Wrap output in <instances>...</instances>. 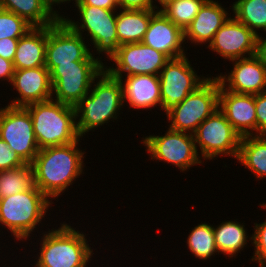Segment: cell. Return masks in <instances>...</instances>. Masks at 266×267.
Instances as JSON below:
<instances>
[{"instance_id": "cell-1", "label": "cell", "mask_w": 266, "mask_h": 267, "mask_svg": "<svg viewBox=\"0 0 266 267\" xmlns=\"http://www.w3.org/2000/svg\"><path fill=\"white\" fill-rule=\"evenodd\" d=\"M42 148L31 163L36 187L48 198H55L83 173L84 153L78 142Z\"/></svg>"}, {"instance_id": "cell-2", "label": "cell", "mask_w": 266, "mask_h": 267, "mask_svg": "<svg viewBox=\"0 0 266 267\" xmlns=\"http://www.w3.org/2000/svg\"><path fill=\"white\" fill-rule=\"evenodd\" d=\"M94 88L74 107L76 111L77 130L80 137L97 127L117 119L123 106V88L120 79L112 77L105 69L98 76Z\"/></svg>"}, {"instance_id": "cell-3", "label": "cell", "mask_w": 266, "mask_h": 267, "mask_svg": "<svg viewBox=\"0 0 266 267\" xmlns=\"http://www.w3.org/2000/svg\"><path fill=\"white\" fill-rule=\"evenodd\" d=\"M50 100L27 105L39 149L80 140L75 107Z\"/></svg>"}, {"instance_id": "cell-4", "label": "cell", "mask_w": 266, "mask_h": 267, "mask_svg": "<svg viewBox=\"0 0 266 267\" xmlns=\"http://www.w3.org/2000/svg\"><path fill=\"white\" fill-rule=\"evenodd\" d=\"M63 223L44 234L35 267H86L93 250L84 233Z\"/></svg>"}, {"instance_id": "cell-5", "label": "cell", "mask_w": 266, "mask_h": 267, "mask_svg": "<svg viewBox=\"0 0 266 267\" xmlns=\"http://www.w3.org/2000/svg\"><path fill=\"white\" fill-rule=\"evenodd\" d=\"M49 199L35 186L0 199V224L7 227L16 240L27 239L51 206Z\"/></svg>"}, {"instance_id": "cell-6", "label": "cell", "mask_w": 266, "mask_h": 267, "mask_svg": "<svg viewBox=\"0 0 266 267\" xmlns=\"http://www.w3.org/2000/svg\"><path fill=\"white\" fill-rule=\"evenodd\" d=\"M105 69L103 62L90 53L83 61L57 65L50 73L52 95L56 101L75 106L86 96L96 78ZM54 92V93H53Z\"/></svg>"}, {"instance_id": "cell-7", "label": "cell", "mask_w": 266, "mask_h": 267, "mask_svg": "<svg viewBox=\"0 0 266 267\" xmlns=\"http://www.w3.org/2000/svg\"><path fill=\"white\" fill-rule=\"evenodd\" d=\"M220 83L209 77L181 103L166 113L169 128L194 134L198 126L219 108Z\"/></svg>"}, {"instance_id": "cell-8", "label": "cell", "mask_w": 266, "mask_h": 267, "mask_svg": "<svg viewBox=\"0 0 266 267\" xmlns=\"http://www.w3.org/2000/svg\"><path fill=\"white\" fill-rule=\"evenodd\" d=\"M81 20L74 21L62 18L75 32L82 35L87 31L97 52L107 54L111 59L118 51V36L116 31L117 14L115 10H108L91 5H75ZM80 24V25H79ZM84 29V30H82Z\"/></svg>"}, {"instance_id": "cell-9", "label": "cell", "mask_w": 266, "mask_h": 267, "mask_svg": "<svg viewBox=\"0 0 266 267\" xmlns=\"http://www.w3.org/2000/svg\"><path fill=\"white\" fill-rule=\"evenodd\" d=\"M0 138L27 164L33 162L40 150L26 107L8 105L0 109Z\"/></svg>"}, {"instance_id": "cell-10", "label": "cell", "mask_w": 266, "mask_h": 267, "mask_svg": "<svg viewBox=\"0 0 266 267\" xmlns=\"http://www.w3.org/2000/svg\"><path fill=\"white\" fill-rule=\"evenodd\" d=\"M193 135L196 149L200 147L203 159L212 160L224 154L238 158L241 137L219 108L198 126Z\"/></svg>"}, {"instance_id": "cell-11", "label": "cell", "mask_w": 266, "mask_h": 267, "mask_svg": "<svg viewBox=\"0 0 266 267\" xmlns=\"http://www.w3.org/2000/svg\"><path fill=\"white\" fill-rule=\"evenodd\" d=\"M143 139V145L147 147L152 160L171 163L181 171L202 163L193 134L168 128L164 136L150 135Z\"/></svg>"}, {"instance_id": "cell-12", "label": "cell", "mask_w": 266, "mask_h": 267, "mask_svg": "<svg viewBox=\"0 0 266 267\" xmlns=\"http://www.w3.org/2000/svg\"><path fill=\"white\" fill-rule=\"evenodd\" d=\"M206 80L197 76L186 55L170 59L159 73L161 108L167 113Z\"/></svg>"}, {"instance_id": "cell-13", "label": "cell", "mask_w": 266, "mask_h": 267, "mask_svg": "<svg viewBox=\"0 0 266 267\" xmlns=\"http://www.w3.org/2000/svg\"><path fill=\"white\" fill-rule=\"evenodd\" d=\"M110 60L115 62L116 66L105 67V70L112 77L122 79L123 73H127L126 76L159 75L170 59L164 53L139 42L119 46L117 53Z\"/></svg>"}, {"instance_id": "cell-14", "label": "cell", "mask_w": 266, "mask_h": 267, "mask_svg": "<svg viewBox=\"0 0 266 267\" xmlns=\"http://www.w3.org/2000/svg\"><path fill=\"white\" fill-rule=\"evenodd\" d=\"M90 53L83 36L75 32L63 19L47 26L45 66L49 72L57 65L83 61Z\"/></svg>"}, {"instance_id": "cell-15", "label": "cell", "mask_w": 266, "mask_h": 267, "mask_svg": "<svg viewBox=\"0 0 266 267\" xmlns=\"http://www.w3.org/2000/svg\"><path fill=\"white\" fill-rule=\"evenodd\" d=\"M257 35L235 18H229L215 33L208 48L230 61L255 55Z\"/></svg>"}, {"instance_id": "cell-16", "label": "cell", "mask_w": 266, "mask_h": 267, "mask_svg": "<svg viewBox=\"0 0 266 267\" xmlns=\"http://www.w3.org/2000/svg\"><path fill=\"white\" fill-rule=\"evenodd\" d=\"M233 70L226 77L219 75L220 85L228 91L256 95L266 91V67L255 56L233 60ZM228 83V84H226Z\"/></svg>"}, {"instance_id": "cell-17", "label": "cell", "mask_w": 266, "mask_h": 267, "mask_svg": "<svg viewBox=\"0 0 266 267\" xmlns=\"http://www.w3.org/2000/svg\"><path fill=\"white\" fill-rule=\"evenodd\" d=\"M20 97L11 102V106L26 107L27 105L52 99L50 73L46 66L14 70L11 82Z\"/></svg>"}, {"instance_id": "cell-18", "label": "cell", "mask_w": 266, "mask_h": 267, "mask_svg": "<svg viewBox=\"0 0 266 267\" xmlns=\"http://www.w3.org/2000/svg\"><path fill=\"white\" fill-rule=\"evenodd\" d=\"M219 109L233 129L240 135L253 136L256 131L255 95L225 90L220 85Z\"/></svg>"}, {"instance_id": "cell-19", "label": "cell", "mask_w": 266, "mask_h": 267, "mask_svg": "<svg viewBox=\"0 0 266 267\" xmlns=\"http://www.w3.org/2000/svg\"><path fill=\"white\" fill-rule=\"evenodd\" d=\"M184 31L162 11H157L149 22L142 43L164 53L169 59L185 56L182 44Z\"/></svg>"}, {"instance_id": "cell-20", "label": "cell", "mask_w": 266, "mask_h": 267, "mask_svg": "<svg viewBox=\"0 0 266 267\" xmlns=\"http://www.w3.org/2000/svg\"><path fill=\"white\" fill-rule=\"evenodd\" d=\"M228 14L218 1L207 0L184 30V41L188 38L192 44H209L215 33L230 18Z\"/></svg>"}, {"instance_id": "cell-21", "label": "cell", "mask_w": 266, "mask_h": 267, "mask_svg": "<svg viewBox=\"0 0 266 267\" xmlns=\"http://www.w3.org/2000/svg\"><path fill=\"white\" fill-rule=\"evenodd\" d=\"M122 81L123 102L126 100L130 107L149 109L162 105L159 75H130L126 76L125 83Z\"/></svg>"}, {"instance_id": "cell-22", "label": "cell", "mask_w": 266, "mask_h": 267, "mask_svg": "<svg viewBox=\"0 0 266 267\" xmlns=\"http://www.w3.org/2000/svg\"><path fill=\"white\" fill-rule=\"evenodd\" d=\"M46 45L47 26L31 28L19 38L13 60L14 70L45 66Z\"/></svg>"}, {"instance_id": "cell-23", "label": "cell", "mask_w": 266, "mask_h": 267, "mask_svg": "<svg viewBox=\"0 0 266 267\" xmlns=\"http://www.w3.org/2000/svg\"><path fill=\"white\" fill-rule=\"evenodd\" d=\"M117 13L118 45L142 42L151 17L158 10H120Z\"/></svg>"}, {"instance_id": "cell-24", "label": "cell", "mask_w": 266, "mask_h": 267, "mask_svg": "<svg viewBox=\"0 0 266 267\" xmlns=\"http://www.w3.org/2000/svg\"><path fill=\"white\" fill-rule=\"evenodd\" d=\"M0 8L24 18L33 27L51 26L60 19L43 0H0Z\"/></svg>"}, {"instance_id": "cell-25", "label": "cell", "mask_w": 266, "mask_h": 267, "mask_svg": "<svg viewBox=\"0 0 266 267\" xmlns=\"http://www.w3.org/2000/svg\"><path fill=\"white\" fill-rule=\"evenodd\" d=\"M237 160L256 178L266 177V136L241 137Z\"/></svg>"}, {"instance_id": "cell-26", "label": "cell", "mask_w": 266, "mask_h": 267, "mask_svg": "<svg viewBox=\"0 0 266 267\" xmlns=\"http://www.w3.org/2000/svg\"><path fill=\"white\" fill-rule=\"evenodd\" d=\"M216 249L229 257L236 253L247 244V232L244 225L234 221L222 222L218 227H213Z\"/></svg>"}, {"instance_id": "cell-27", "label": "cell", "mask_w": 266, "mask_h": 267, "mask_svg": "<svg viewBox=\"0 0 266 267\" xmlns=\"http://www.w3.org/2000/svg\"><path fill=\"white\" fill-rule=\"evenodd\" d=\"M231 9L233 17L257 36L260 35L257 29L266 31V0H237Z\"/></svg>"}, {"instance_id": "cell-28", "label": "cell", "mask_w": 266, "mask_h": 267, "mask_svg": "<svg viewBox=\"0 0 266 267\" xmlns=\"http://www.w3.org/2000/svg\"><path fill=\"white\" fill-rule=\"evenodd\" d=\"M34 171L31 164L15 169L0 171V199L35 187Z\"/></svg>"}, {"instance_id": "cell-29", "label": "cell", "mask_w": 266, "mask_h": 267, "mask_svg": "<svg viewBox=\"0 0 266 267\" xmlns=\"http://www.w3.org/2000/svg\"><path fill=\"white\" fill-rule=\"evenodd\" d=\"M187 245L193 256L201 260L211 258L216 249L213 227L207 223H200L192 228L188 235Z\"/></svg>"}, {"instance_id": "cell-30", "label": "cell", "mask_w": 266, "mask_h": 267, "mask_svg": "<svg viewBox=\"0 0 266 267\" xmlns=\"http://www.w3.org/2000/svg\"><path fill=\"white\" fill-rule=\"evenodd\" d=\"M207 0H175L162 11L175 25L183 31L193 21L200 8Z\"/></svg>"}, {"instance_id": "cell-31", "label": "cell", "mask_w": 266, "mask_h": 267, "mask_svg": "<svg viewBox=\"0 0 266 267\" xmlns=\"http://www.w3.org/2000/svg\"><path fill=\"white\" fill-rule=\"evenodd\" d=\"M33 26L13 12L0 8V39L20 38Z\"/></svg>"}, {"instance_id": "cell-32", "label": "cell", "mask_w": 266, "mask_h": 267, "mask_svg": "<svg viewBox=\"0 0 266 267\" xmlns=\"http://www.w3.org/2000/svg\"><path fill=\"white\" fill-rule=\"evenodd\" d=\"M250 239L255 246L251 261H257L260 267H266V220L255 224L254 233Z\"/></svg>"}, {"instance_id": "cell-33", "label": "cell", "mask_w": 266, "mask_h": 267, "mask_svg": "<svg viewBox=\"0 0 266 267\" xmlns=\"http://www.w3.org/2000/svg\"><path fill=\"white\" fill-rule=\"evenodd\" d=\"M26 163L0 138V171L15 169Z\"/></svg>"}, {"instance_id": "cell-34", "label": "cell", "mask_w": 266, "mask_h": 267, "mask_svg": "<svg viewBox=\"0 0 266 267\" xmlns=\"http://www.w3.org/2000/svg\"><path fill=\"white\" fill-rule=\"evenodd\" d=\"M256 132L254 135L266 136V91L255 95Z\"/></svg>"}, {"instance_id": "cell-35", "label": "cell", "mask_w": 266, "mask_h": 267, "mask_svg": "<svg viewBox=\"0 0 266 267\" xmlns=\"http://www.w3.org/2000/svg\"><path fill=\"white\" fill-rule=\"evenodd\" d=\"M19 38L0 39V56L13 62Z\"/></svg>"}, {"instance_id": "cell-36", "label": "cell", "mask_w": 266, "mask_h": 267, "mask_svg": "<svg viewBox=\"0 0 266 267\" xmlns=\"http://www.w3.org/2000/svg\"><path fill=\"white\" fill-rule=\"evenodd\" d=\"M118 9L123 10H153L152 0H117Z\"/></svg>"}, {"instance_id": "cell-37", "label": "cell", "mask_w": 266, "mask_h": 267, "mask_svg": "<svg viewBox=\"0 0 266 267\" xmlns=\"http://www.w3.org/2000/svg\"><path fill=\"white\" fill-rule=\"evenodd\" d=\"M76 5H91L108 10H116L118 7L117 0H79L76 1Z\"/></svg>"}, {"instance_id": "cell-38", "label": "cell", "mask_w": 266, "mask_h": 267, "mask_svg": "<svg viewBox=\"0 0 266 267\" xmlns=\"http://www.w3.org/2000/svg\"><path fill=\"white\" fill-rule=\"evenodd\" d=\"M14 74L13 62L7 59H4L0 56V79L7 80L12 82Z\"/></svg>"}, {"instance_id": "cell-39", "label": "cell", "mask_w": 266, "mask_h": 267, "mask_svg": "<svg viewBox=\"0 0 266 267\" xmlns=\"http://www.w3.org/2000/svg\"><path fill=\"white\" fill-rule=\"evenodd\" d=\"M255 56L266 67V39L257 36Z\"/></svg>"}, {"instance_id": "cell-40", "label": "cell", "mask_w": 266, "mask_h": 267, "mask_svg": "<svg viewBox=\"0 0 266 267\" xmlns=\"http://www.w3.org/2000/svg\"><path fill=\"white\" fill-rule=\"evenodd\" d=\"M69 2V1H71V0H43V2L47 5V7L51 10V11H53L60 19H62L63 17L62 16H60L57 12L58 11H54L53 9V5L54 4H60V3H65V2Z\"/></svg>"}, {"instance_id": "cell-41", "label": "cell", "mask_w": 266, "mask_h": 267, "mask_svg": "<svg viewBox=\"0 0 266 267\" xmlns=\"http://www.w3.org/2000/svg\"><path fill=\"white\" fill-rule=\"evenodd\" d=\"M159 4L162 6L164 9L166 6H168L170 3L174 2L175 0H157ZM153 4V10L158 9L157 6L154 5V1L152 0Z\"/></svg>"}, {"instance_id": "cell-42", "label": "cell", "mask_w": 266, "mask_h": 267, "mask_svg": "<svg viewBox=\"0 0 266 267\" xmlns=\"http://www.w3.org/2000/svg\"><path fill=\"white\" fill-rule=\"evenodd\" d=\"M261 207H264L266 209V203H263L262 205H260Z\"/></svg>"}]
</instances>
